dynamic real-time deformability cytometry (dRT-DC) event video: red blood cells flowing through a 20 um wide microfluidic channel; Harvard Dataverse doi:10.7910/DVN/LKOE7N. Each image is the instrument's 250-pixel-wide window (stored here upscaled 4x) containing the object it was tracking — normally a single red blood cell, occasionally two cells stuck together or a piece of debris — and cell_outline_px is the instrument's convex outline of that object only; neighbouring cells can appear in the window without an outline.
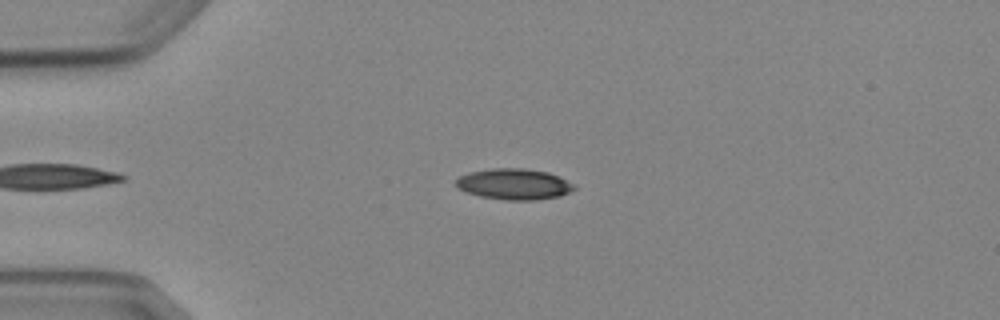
{"species": "Egyptian fruit bat (a non-hibernating species)", "species_latin": "Rousettus aegyptiacus", "temperature_condition": "cold", "stored_images_in_passage": 2, "camera_frame_rate_fps": 3000, "um_per_image_px": 0.085, "animal": {"sex": "female"}, "frame": {"image": 1, "passage_image": 1, "time_ms": 0.0, "image_size_px": [1000, 320], "cell_outline_px": [[576, 188], [560, 196], [536, 200], [504, 200], [480, 196], [468, 192], [460, 188], [456, 184], [456, 180], [460, 176], [468, 172], [492, 168], [524, 168], [548, 172], [576, 184]], "centroid_in_image_um": [43.72, 15.64], "position_along_channel_um": 41.3, "area_um2": 21.27}}